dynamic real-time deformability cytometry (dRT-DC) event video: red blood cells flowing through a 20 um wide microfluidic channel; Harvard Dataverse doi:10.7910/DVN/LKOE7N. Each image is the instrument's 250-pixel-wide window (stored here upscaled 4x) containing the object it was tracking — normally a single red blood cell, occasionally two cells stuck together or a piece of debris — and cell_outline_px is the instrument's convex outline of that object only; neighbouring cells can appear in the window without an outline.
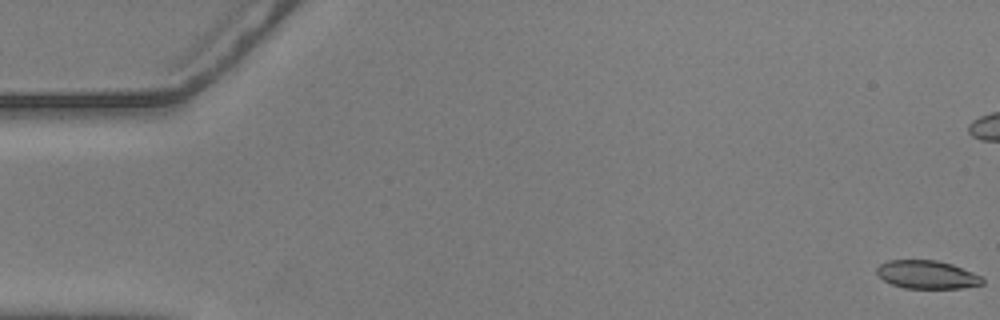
{"species": "common noctule bat (a hibernating species)", "species_latin": "Nyctalus noctula", "temperature_condition": "warm", "stored_images_in_passage": 14, "camera_frame_rate_fps": 3000, "um_per_image_px": 0.085, "animal": {"sex": "male", "body_mass_g": 20.5, "forearm_length_mm": 52.5}, "frame": {"image": 1, "passage_image": 1, "time_ms": 0.0, "image_size_px": [1000, 320], "cell_outline_px": [[984, 284], [960, 288], [904, 288], [892, 284], [884, 280], [876, 272], [876, 268], [880, 264], [888, 260], [936, 260], [952, 264], [984, 276]], "centroid_in_image_um": [78.83, 23.34], "position_along_channel_um": 6.2, "area_um2": 17.46}}